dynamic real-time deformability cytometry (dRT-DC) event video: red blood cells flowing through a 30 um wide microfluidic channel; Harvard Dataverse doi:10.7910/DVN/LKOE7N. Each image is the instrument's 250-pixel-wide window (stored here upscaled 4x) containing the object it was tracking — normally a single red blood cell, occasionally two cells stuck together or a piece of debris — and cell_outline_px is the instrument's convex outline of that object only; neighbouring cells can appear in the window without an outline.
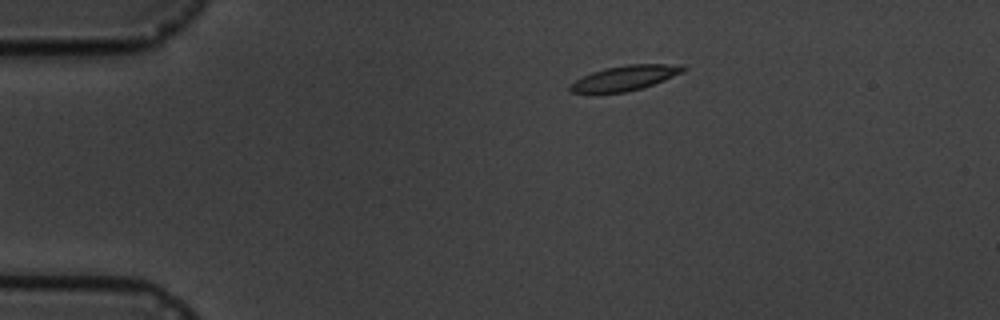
{"species": "common noctule bat (a hibernating species)", "species_latin": "Nyctalus noctula", "temperature_condition": "cold", "stored_images_in_passage": 5, "camera_frame_rate_fps": 3000, "um_per_image_px": 0.085, "animal": {"sex": "male", "body_mass_g": 19.5, "forearm_length_mm": 54.6}, "frame": {"image": 1, "passage_image": 2, "time_ms": 2.0, "image_size_px": [1000, 320], "cell_outline_px": [[688, 68], [684, 72], [664, 80], [640, 88], [624, 92], [568, 92], [568, 84], [592, 72], [604, 68], [628, 64], [684, 64]], "centroid_in_image_um": [53.15, 6.6], "position_along_channel_um": 31.8, "area_um2": 16.36}}
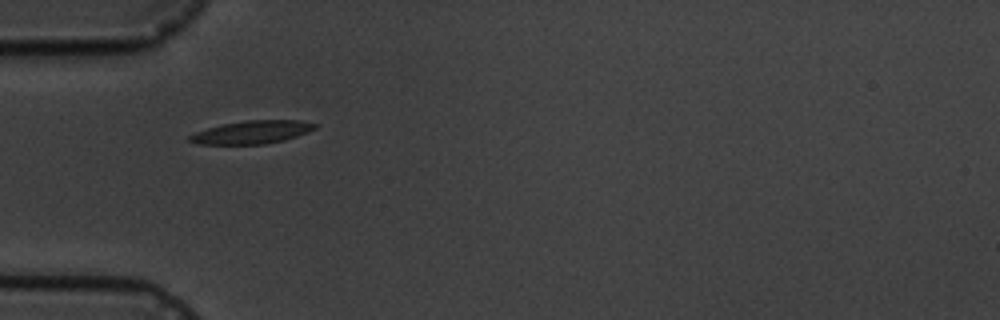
{"frame": {"image": 2, "passage_image": 4, "time_ms": 4.333, "image_size_px": [1000, 320], "cell_outline_px": [[316, 128], [308, 132], [284, 140], [264, 144], [196, 144], [188, 140], [188, 136], [196, 132], [208, 128], [224, 124], [244, 120], [300, 120], [316, 124]], "centroid_in_image_um": [21.41, 11.23], "position_along_channel_um": 63.6, "area_um2": 16.7}}
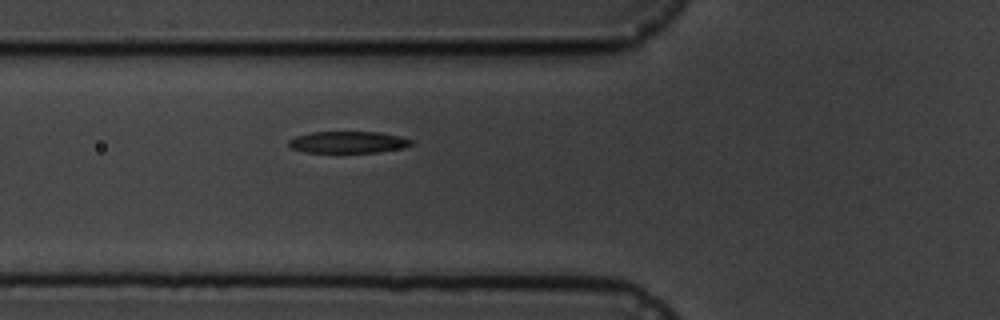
{"frame": {"image": 3, "passage_image": 5, "time_ms": 5.333, "image_size_px": [1000, 320], "cell_outline_px": [[412, 144], [404, 148], [380, 152], [304, 152], [292, 148], [288, 144], [288, 140], [296, 136], [312, 132], [380, 132], [400, 136], [412, 140]], "centroid_in_image_um": [29.6, 12.08], "position_along_channel_um": 96.2, "area_um2": 15.49}}